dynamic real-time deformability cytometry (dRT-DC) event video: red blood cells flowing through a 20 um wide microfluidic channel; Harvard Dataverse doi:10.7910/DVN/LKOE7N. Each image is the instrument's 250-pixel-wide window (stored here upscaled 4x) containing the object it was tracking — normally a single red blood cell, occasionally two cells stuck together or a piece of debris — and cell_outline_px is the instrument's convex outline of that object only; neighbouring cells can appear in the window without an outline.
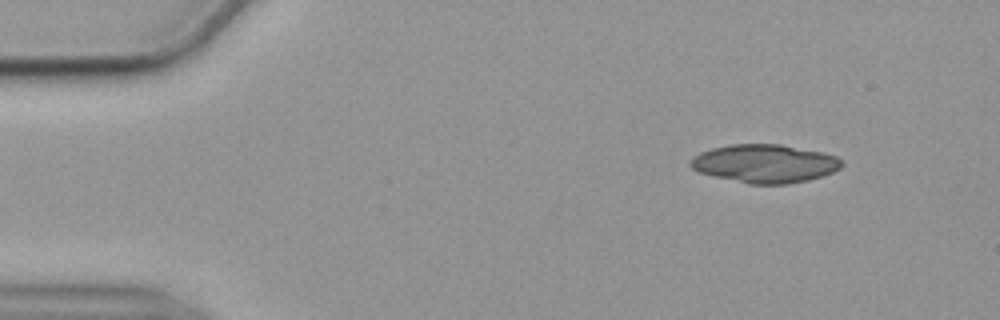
{"species": "common noctule bat (a hibernating species)", "species_latin": "Nyctalus noctula", "temperature_condition": "cold", "stored_images_in_passage": 50, "segment_of_instrument_passage": [1, 2], "camera_frame_rate_fps": 3000, "um_per_image_px": 0.085, "animal": {"sex": "female", "body_mass_g": 19.9}, "frame": {"image": 1, "passage_image": 1, "time_ms": 0.0, "image_size_px": [1000, 320], "cell_outline_px": [[844, 164], [840, 168], [832, 172], [808, 180], [788, 184], [748, 184], [712, 176], [700, 172], [692, 168], [688, 164], [700, 152], [712, 148], [732, 144], [780, 144], [824, 152], [836, 156]], "centroid_in_image_um": [65.01, 13.9], "position_along_channel_um": 20.0, "area_um2": 33.76}}